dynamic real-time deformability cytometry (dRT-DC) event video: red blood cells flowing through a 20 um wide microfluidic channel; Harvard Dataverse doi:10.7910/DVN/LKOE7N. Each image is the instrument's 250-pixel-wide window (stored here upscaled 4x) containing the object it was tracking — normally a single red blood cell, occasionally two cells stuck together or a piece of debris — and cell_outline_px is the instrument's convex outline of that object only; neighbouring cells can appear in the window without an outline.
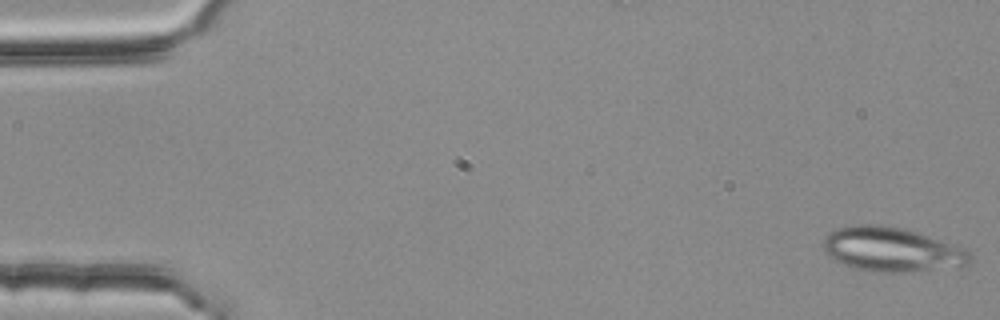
{"species": "common noctule bat (a hibernating species)", "species_latin": "Nyctalus noctula", "temperature_condition": "room temperature", "stored_images_in_passage": 4, "camera_frame_rate_fps": 3000, "um_per_image_px": 0.085, "animal": {"sex": "female", "body_mass_g": 25.1}, "frame": {"image": 1, "passage_image": 1, "time_ms": 0.0, "image_size_px": [1000, 320], "cell_outline_px": [[972, 260], [968, 268], [912, 272], [872, 272], [856, 268], [836, 260], [824, 252], [824, 240], [836, 228], [848, 224], [888, 224], [908, 228], [964, 248], [972, 256]], "centroid_in_image_um": [75.91, 21.21], "position_along_channel_um": 9.1, "area_um2": 38.9}}